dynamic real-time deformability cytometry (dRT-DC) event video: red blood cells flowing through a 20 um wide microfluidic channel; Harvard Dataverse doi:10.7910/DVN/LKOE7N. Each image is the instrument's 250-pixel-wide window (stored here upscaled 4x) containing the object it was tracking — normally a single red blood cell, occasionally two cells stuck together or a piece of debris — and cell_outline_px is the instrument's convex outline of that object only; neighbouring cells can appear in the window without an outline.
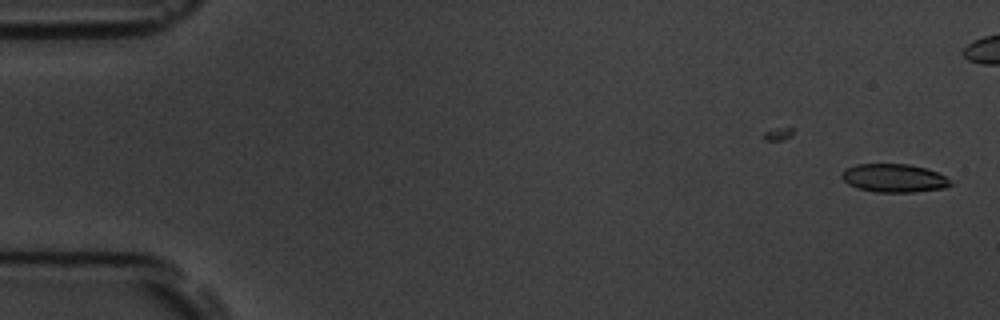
{"species": "common noctule bat (a hibernating species)", "species_latin": "Nyctalus noctula", "temperature_condition": "room temperature", "stored_images_in_passage": 2, "camera_frame_rate_fps": 3000, "um_per_image_px": 0.085, "animal": {"sex": "male", "body_mass_g": 19.5, "forearm_length_mm": 54.6}, "frame": {"image": 1, "passage_image": 2, "time_ms": 0.333, "image_size_px": [1000, 320], "cell_outline_px": [[952, 184], [944, 188], [912, 192], [876, 192], [856, 188], [848, 184], [840, 176], [844, 168], [856, 164], [908, 164], [924, 168], [936, 172], [944, 176]], "centroid_in_image_um": [75.92, 15.14], "position_along_channel_um": 9.1, "area_um2": 17.86}}